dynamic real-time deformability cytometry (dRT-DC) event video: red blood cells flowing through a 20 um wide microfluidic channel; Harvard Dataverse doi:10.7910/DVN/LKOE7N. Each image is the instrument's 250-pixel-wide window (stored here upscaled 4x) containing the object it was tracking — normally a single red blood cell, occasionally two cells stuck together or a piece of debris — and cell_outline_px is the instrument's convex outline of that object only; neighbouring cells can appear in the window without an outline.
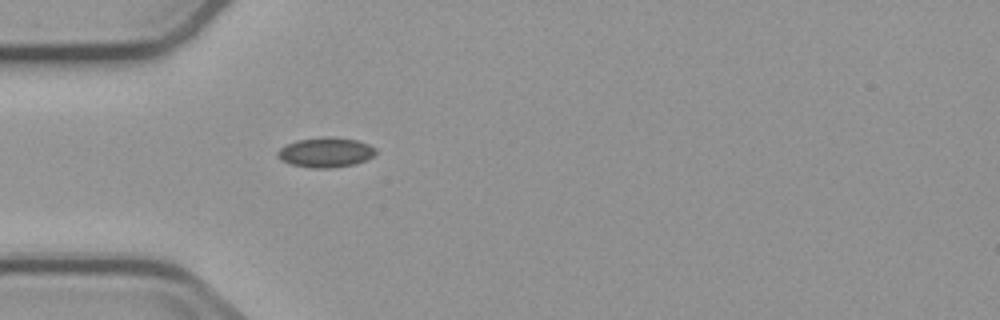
{"species": "common noctule bat (a hibernating species)", "species_latin": "Nyctalus noctula", "temperature_condition": "cold", "stored_images_in_passage": 4, "camera_frame_rate_fps": 3000, "um_per_image_px": 0.085, "animal": {"sex": "male", "body_mass_g": 23.1, "forearm_length_mm": 52.7}, "frame": {"image": 1, "passage_image": 4, "time_ms": 4.333, "image_size_px": [1000, 320], "cell_outline_px": [[376, 152], [372, 156], [356, 164], [332, 168], [312, 168], [288, 164], [280, 160], [276, 156], [276, 152], [280, 148], [296, 140], [356, 140], [368, 144], [376, 148]], "centroid_in_image_um": [27.63, 13.02], "position_along_channel_um": 57.4, "area_um2": 16.3}}